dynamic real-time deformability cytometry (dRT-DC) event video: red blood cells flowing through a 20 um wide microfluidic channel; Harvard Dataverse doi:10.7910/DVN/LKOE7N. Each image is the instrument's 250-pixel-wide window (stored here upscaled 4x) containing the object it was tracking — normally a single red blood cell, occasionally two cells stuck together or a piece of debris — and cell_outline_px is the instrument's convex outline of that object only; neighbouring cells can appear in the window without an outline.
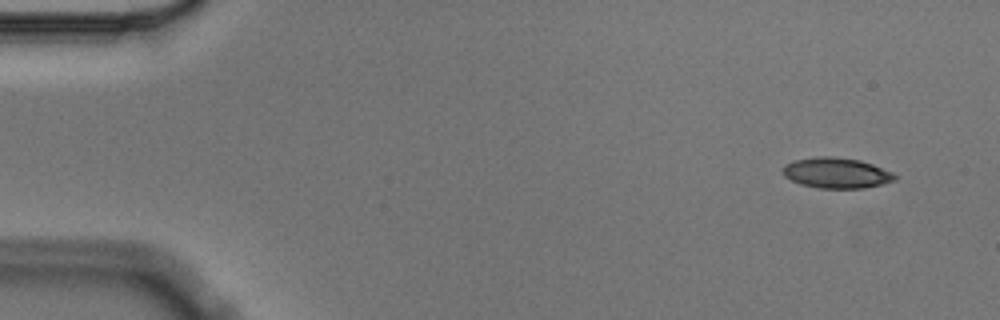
{"species": "Egyptian fruit bat (a non-hibernating species)", "species_latin": "Rousettus aegyptiacus", "temperature_condition": "cold", "stored_images_in_passage": 5, "camera_frame_rate_fps": 3000, "um_per_image_px": 0.085, "animal": {"sex": "male"}, "frame": {"image": 1, "passage_image": 1, "time_ms": 0.0, "image_size_px": [1000, 320], "cell_outline_px": [[896, 180], [864, 188], [820, 188], [800, 184], [784, 176], [780, 168], [784, 164], [792, 160], [816, 156], [836, 156], [860, 160], [872, 164], [892, 172], [896, 176]], "centroid_in_image_um": [71.04, 14.68], "position_along_channel_um": 14.0, "area_um2": 20.11}}